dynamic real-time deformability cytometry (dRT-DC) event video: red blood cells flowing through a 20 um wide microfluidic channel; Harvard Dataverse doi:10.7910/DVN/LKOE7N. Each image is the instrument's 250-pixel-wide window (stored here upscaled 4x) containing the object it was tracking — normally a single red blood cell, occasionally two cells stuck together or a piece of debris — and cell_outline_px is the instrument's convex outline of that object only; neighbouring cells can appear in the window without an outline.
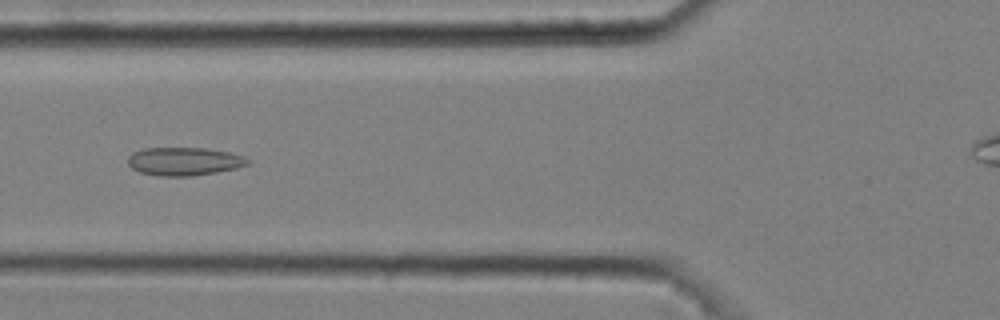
{"species": "common noctule bat (a hibernating species)", "species_latin": "Nyctalus noctula", "temperature_condition": "cold", "stored_images_in_passage": 5, "camera_frame_rate_fps": 3000, "um_per_image_px": 0.085, "animal": {"sex": "male", "body_mass_g": 20.4}, "frame": {"image": 1, "passage_image": 3, "time_ms": 0.667, "image_size_px": [1000, 320], "cell_outline_px": [[252, 160], [248, 164], [236, 168], [216, 172], [192, 176], [160, 176], [140, 172], [132, 168], [128, 164], [128, 156], [132, 152], [144, 148], [204, 148], [228, 152], [244, 156]], "centroid_in_image_um": [15.65, 13.71], "position_along_channel_um": 110.2, "area_um2": 19.71}}
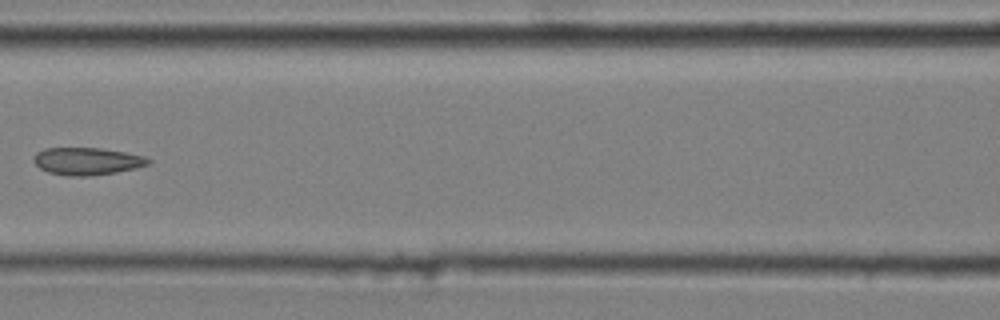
{"frame": {"image": 2, "passage_image": 4, "time_ms": 1.0, "image_size_px": [1000, 320], "cell_outline_px": [[152, 164], [136, 168], [116, 172], [92, 176], [68, 176], [48, 172], [40, 168], [32, 160], [36, 152], [44, 148], [100, 148], [124, 152], [144, 156], [152, 160]], "centroid_in_image_um": [7.41, 13.7], "position_along_channel_um": 159.2, "area_um2": 18.44}}
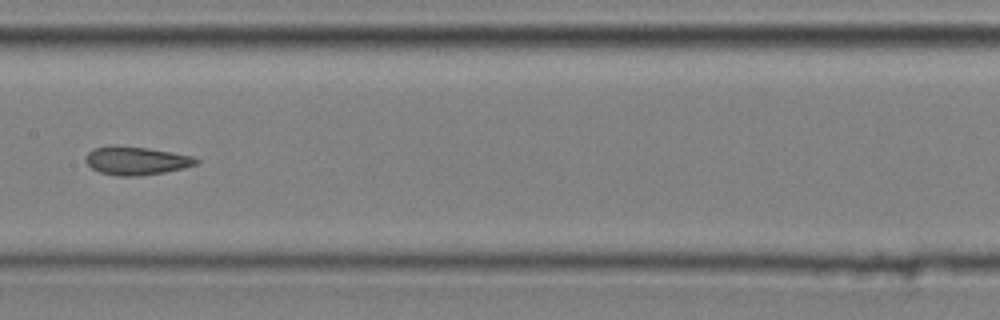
{"frame": {"image": 3, "passage_image": 5, "time_ms": 1.333, "image_size_px": [1000, 320], "cell_outline_px": [[200, 160], [196, 164], [184, 168], [164, 172], [140, 176], [116, 176], [100, 172], [92, 168], [84, 160], [84, 156], [92, 148], [108, 144], [148, 148], [172, 152], [192, 156]], "centroid_in_image_um": [11.52, 13.64], "position_along_channel_um": 195.9, "area_um2": 18.5}}